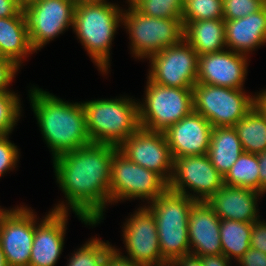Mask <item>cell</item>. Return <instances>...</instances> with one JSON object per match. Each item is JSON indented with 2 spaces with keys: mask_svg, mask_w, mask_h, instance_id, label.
<instances>
[{
  "mask_svg": "<svg viewBox=\"0 0 266 266\" xmlns=\"http://www.w3.org/2000/svg\"><path fill=\"white\" fill-rule=\"evenodd\" d=\"M118 147L90 143L53 158V167L67 205L57 204L54 211L70 208L86 225L100 224L110 204L111 163ZM70 208H68V207Z\"/></svg>",
  "mask_w": 266,
  "mask_h": 266,
  "instance_id": "1",
  "label": "cell"
},
{
  "mask_svg": "<svg viewBox=\"0 0 266 266\" xmlns=\"http://www.w3.org/2000/svg\"><path fill=\"white\" fill-rule=\"evenodd\" d=\"M29 91L30 105L53 158L91 143L82 102H64L41 88Z\"/></svg>",
  "mask_w": 266,
  "mask_h": 266,
  "instance_id": "2",
  "label": "cell"
},
{
  "mask_svg": "<svg viewBox=\"0 0 266 266\" xmlns=\"http://www.w3.org/2000/svg\"><path fill=\"white\" fill-rule=\"evenodd\" d=\"M122 18L123 9L106 0L76 2L73 31L103 74L110 67V48Z\"/></svg>",
  "mask_w": 266,
  "mask_h": 266,
  "instance_id": "3",
  "label": "cell"
},
{
  "mask_svg": "<svg viewBox=\"0 0 266 266\" xmlns=\"http://www.w3.org/2000/svg\"><path fill=\"white\" fill-rule=\"evenodd\" d=\"M195 202L191 197L167 188L146 207L154 216L162 258L169 265L190 254L188 223Z\"/></svg>",
  "mask_w": 266,
  "mask_h": 266,
  "instance_id": "4",
  "label": "cell"
},
{
  "mask_svg": "<svg viewBox=\"0 0 266 266\" xmlns=\"http://www.w3.org/2000/svg\"><path fill=\"white\" fill-rule=\"evenodd\" d=\"M138 104L128 97L83 102L91 142L119 147L140 128Z\"/></svg>",
  "mask_w": 266,
  "mask_h": 266,
  "instance_id": "5",
  "label": "cell"
},
{
  "mask_svg": "<svg viewBox=\"0 0 266 266\" xmlns=\"http://www.w3.org/2000/svg\"><path fill=\"white\" fill-rule=\"evenodd\" d=\"M122 25L126 26L135 58H150L184 39L181 17L156 18L141 13L135 6L123 11Z\"/></svg>",
  "mask_w": 266,
  "mask_h": 266,
  "instance_id": "6",
  "label": "cell"
},
{
  "mask_svg": "<svg viewBox=\"0 0 266 266\" xmlns=\"http://www.w3.org/2000/svg\"><path fill=\"white\" fill-rule=\"evenodd\" d=\"M145 102L138 104L141 128L165 132L194 111L192 88L165 87L147 79Z\"/></svg>",
  "mask_w": 266,
  "mask_h": 266,
  "instance_id": "7",
  "label": "cell"
},
{
  "mask_svg": "<svg viewBox=\"0 0 266 266\" xmlns=\"http://www.w3.org/2000/svg\"><path fill=\"white\" fill-rule=\"evenodd\" d=\"M194 112L214 127L234 126L255 105V97L244 89L196 83L193 88Z\"/></svg>",
  "mask_w": 266,
  "mask_h": 266,
  "instance_id": "8",
  "label": "cell"
},
{
  "mask_svg": "<svg viewBox=\"0 0 266 266\" xmlns=\"http://www.w3.org/2000/svg\"><path fill=\"white\" fill-rule=\"evenodd\" d=\"M167 188L168 184L157 173L130 161L119 150L113 154L110 184L111 204L135 198L146 199L149 203Z\"/></svg>",
  "mask_w": 266,
  "mask_h": 266,
  "instance_id": "9",
  "label": "cell"
},
{
  "mask_svg": "<svg viewBox=\"0 0 266 266\" xmlns=\"http://www.w3.org/2000/svg\"><path fill=\"white\" fill-rule=\"evenodd\" d=\"M148 60L151 62L148 78L158 85L193 88L197 83L199 56L185 39Z\"/></svg>",
  "mask_w": 266,
  "mask_h": 266,
  "instance_id": "10",
  "label": "cell"
},
{
  "mask_svg": "<svg viewBox=\"0 0 266 266\" xmlns=\"http://www.w3.org/2000/svg\"><path fill=\"white\" fill-rule=\"evenodd\" d=\"M223 185L224 177L212 165L207 154L173 159V173L168 182V189L171 191L196 201H207Z\"/></svg>",
  "mask_w": 266,
  "mask_h": 266,
  "instance_id": "11",
  "label": "cell"
},
{
  "mask_svg": "<svg viewBox=\"0 0 266 266\" xmlns=\"http://www.w3.org/2000/svg\"><path fill=\"white\" fill-rule=\"evenodd\" d=\"M34 233L32 209L17 206L0 211V245L7 266H29Z\"/></svg>",
  "mask_w": 266,
  "mask_h": 266,
  "instance_id": "12",
  "label": "cell"
},
{
  "mask_svg": "<svg viewBox=\"0 0 266 266\" xmlns=\"http://www.w3.org/2000/svg\"><path fill=\"white\" fill-rule=\"evenodd\" d=\"M76 0H42L24 9L33 50H40L50 40L73 28Z\"/></svg>",
  "mask_w": 266,
  "mask_h": 266,
  "instance_id": "13",
  "label": "cell"
},
{
  "mask_svg": "<svg viewBox=\"0 0 266 266\" xmlns=\"http://www.w3.org/2000/svg\"><path fill=\"white\" fill-rule=\"evenodd\" d=\"M130 161L157 173L167 184L173 173V158L163 132L139 128L118 147Z\"/></svg>",
  "mask_w": 266,
  "mask_h": 266,
  "instance_id": "14",
  "label": "cell"
},
{
  "mask_svg": "<svg viewBox=\"0 0 266 266\" xmlns=\"http://www.w3.org/2000/svg\"><path fill=\"white\" fill-rule=\"evenodd\" d=\"M137 210L122 230L128 258L145 266H169L162 258L153 214L146 206Z\"/></svg>",
  "mask_w": 266,
  "mask_h": 266,
  "instance_id": "15",
  "label": "cell"
},
{
  "mask_svg": "<svg viewBox=\"0 0 266 266\" xmlns=\"http://www.w3.org/2000/svg\"><path fill=\"white\" fill-rule=\"evenodd\" d=\"M247 58L246 55L227 48L199 56L197 83L243 89L247 75Z\"/></svg>",
  "mask_w": 266,
  "mask_h": 266,
  "instance_id": "16",
  "label": "cell"
},
{
  "mask_svg": "<svg viewBox=\"0 0 266 266\" xmlns=\"http://www.w3.org/2000/svg\"><path fill=\"white\" fill-rule=\"evenodd\" d=\"M213 126L201 114L192 112L165 132L172 158L206 155Z\"/></svg>",
  "mask_w": 266,
  "mask_h": 266,
  "instance_id": "17",
  "label": "cell"
},
{
  "mask_svg": "<svg viewBox=\"0 0 266 266\" xmlns=\"http://www.w3.org/2000/svg\"><path fill=\"white\" fill-rule=\"evenodd\" d=\"M67 217L68 212L52 210L38 224L35 215V233L29 266H54L57 263L63 250Z\"/></svg>",
  "mask_w": 266,
  "mask_h": 266,
  "instance_id": "18",
  "label": "cell"
},
{
  "mask_svg": "<svg viewBox=\"0 0 266 266\" xmlns=\"http://www.w3.org/2000/svg\"><path fill=\"white\" fill-rule=\"evenodd\" d=\"M221 219L206 201H196L189 213L188 237L190 254L203 257L221 255Z\"/></svg>",
  "mask_w": 266,
  "mask_h": 266,
  "instance_id": "19",
  "label": "cell"
},
{
  "mask_svg": "<svg viewBox=\"0 0 266 266\" xmlns=\"http://www.w3.org/2000/svg\"><path fill=\"white\" fill-rule=\"evenodd\" d=\"M262 193L254 189L223 185L206 202L220 219L253 223L259 220L256 206Z\"/></svg>",
  "mask_w": 266,
  "mask_h": 266,
  "instance_id": "20",
  "label": "cell"
},
{
  "mask_svg": "<svg viewBox=\"0 0 266 266\" xmlns=\"http://www.w3.org/2000/svg\"><path fill=\"white\" fill-rule=\"evenodd\" d=\"M227 49L248 55L266 43V5L258 12L236 20H225Z\"/></svg>",
  "mask_w": 266,
  "mask_h": 266,
  "instance_id": "21",
  "label": "cell"
},
{
  "mask_svg": "<svg viewBox=\"0 0 266 266\" xmlns=\"http://www.w3.org/2000/svg\"><path fill=\"white\" fill-rule=\"evenodd\" d=\"M35 52L31 46L25 16L0 18V54L21 66L22 59Z\"/></svg>",
  "mask_w": 266,
  "mask_h": 266,
  "instance_id": "22",
  "label": "cell"
},
{
  "mask_svg": "<svg viewBox=\"0 0 266 266\" xmlns=\"http://www.w3.org/2000/svg\"><path fill=\"white\" fill-rule=\"evenodd\" d=\"M184 39L198 56L215 53L227 48L225 42V20H198L184 25Z\"/></svg>",
  "mask_w": 266,
  "mask_h": 266,
  "instance_id": "23",
  "label": "cell"
},
{
  "mask_svg": "<svg viewBox=\"0 0 266 266\" xmlns=\"http://www.w3.org/2000/svg\"><path fill=\"white\" fill-rule=\"evenodd\" d=\"M242 153L241 141L233 126L212 129L207 155L212 165L223 177Z\"/></svg>",
  "mask_w": 266,
  "mask_h": 266,
  "instance_id": "24",
  "label": "cell"
},
{
  "mask_svg": "<svg viewBox=\"0 0 266 266\" xmlns=\"http://www.w3.org/2000/svg\"><path fill=\"white\" fill-rule=\"evenodd\" d=\"M233 127L237 131L243 151L252 154L266 151V117L255 105Z\"/></svg>",
  "mask_w": 266,
  "mask_h": 266,
  "instance_id": "25",
  "label": "cell"
},
{
  "mask_svg": "<svg viewBox=\"0 0 266 266\" xmlns=\"http://www.w3.org/2000/svg\"><path fill=\"white\" fill-rule=\"evenodd\" d=\"M252 223L221 219L222 253L229 260H239L250 248Z\"/></svg>",
  "mask_w": 266,
  "mask_h": 266,
  "instance_id": "26",
  "label": "cell"
},
{
  "mask_svg": "<svg viewBox=\"0 0 266 266\" xmlns=\"http://www.w3.org/2000/svg\"><path fill=\"white\" fill-rule=\"evenodd\" d=\"M228 186L254 189L260 192L257 154L243 151L224 177Z\"/></svg>",
  "mask_w": 266,
  "mask_h": 266,
  "instance_id": "27",
  "label": "cell"
},
{
  "mask_svg": "<svg viewBox=\"0 0 266 266\" xmlns=\"http://www.w3.org/2000/svg\"><path fill=\"white\" fill-rule=\"evenodd\" d=\"M112 245L98 238H90L69 258L67 266H103Z\"/></svg>",
  "mask_w": 266,
  "mask_h": 266,
  "instance_id": "28",
  "label": "cell"
},
{
  "mask_svg": "<svg viewBox=\"0 0 266 266\" xmlns=\"http://www.w3.org/2000/svg\"><path fill=\"white\" fill-rule=\"evenodd\" d=\"M183 25L190 21L223 19L222 0H184Z\"/></svg>",
  "mask_w": 266,
  "mask_h": 266,
  "instance_id": "29",
  "label": "cell"
},
{
  "mask_svg": "<svg viewBox=\"0 0 266 266\" xmlns=\"http://www.w3.org/2000/svg\"><path fill=\"white\" fill-rule=\"evenodd\" d=\"M21 102L13 91L0 92V135L10 134L21 115Z\"/></svg>",
  "mask_w": 266,
  "mask_h": 266,
  "instance_id": "30",
  "label": "cell"
},
{
  "mask_svg": "<svg viewBox=\"0 0 266 266\" xmlns=\"http://www.w3.org/2000/svg\"><path fill=\"white\" fill-rule=\"evenodd\" d=\"M184 0H141L135 7L143 14L156 18L182 17Z\"/></svg>",
  "mask_w": 266,
  "mask_h": 266,
  "instance_id": "31",
  "label": "cell"
},
{
  "mask_svg": "<svg viewBox=\"0 0 266 266\" xmlns=\"http://www.w3.org/2000/svg\"><path fill=\"white\" fill-rule=\"evenodd\" d=\"M223 19L236 20L258 12L266 5V0H222Z\"/></svg>",
  "mask_w": 266,
  "mask_h": 266,
  "instance_id": "32",
  "label": "cell"
},
{
  "mask_svg": "<svg viewBox=\"0 0 266 266\" xmlns=\"http://www.w3.org/2000/svg\"><path fill=\"white\" fill-rule=\"evenodd\" d=\"M9 134L0 135V176L16 167L19 149L9 141Z\"/></svg>",
  "mask_w": 266,
  "mask_h": 266,
  "instance_id": "33",
  "label": "cell"
},
{
  "mask_svg": "<svg viewBox=\"0 0 266 266\" xmlns=\"http://www.w3.org/2000/svg\"><path fill=\"white\" fill-rule=\"evenodd\" d=\"M19 67L11 60L0 57V92L9 91L8 87L15 77Z\"/></svg>",
  "mask_w": 266,
  "mask_h": 266,
  "instance_id": "34",
  "label": "cell"
},
{
  "mask_svg": "<svg viewBox=\"0 0 266 266\" xmlns=\"http://www.w3.org/2000/svg\"><path fill=\"white\" fill-rule=\"evenodd\" d=\"M250 247L266 254V222L264 220L252 223Z\"/></svg>",
  "mask_w": 266,
  "mask_h": 266,
  "instance_id": "35",
  "label": "cell"
},
{
  "mask_svg": "<svg viewBox=\"0 0 266 266\" xmlns=\"http://www.w3.org/2000/svg\"><path fill=\"white\" fill-rule=\"evenodd\" d=\"M115 247H111L105 260L103 266H145L132 261L127 256L120 255L121 253Z\"/></svg>",
  "mask_w": 266,
  "mask_h": 266,
  "instance_id": "36",
  "label": "cell"
},
{
  "mask_svg": "<svg viewBox=\"0 0 266 266\" xmlns=\"http://www.w3.org/2000/svg\"><path fill=\"white\" fill-rule=\"evenodd\" d=\"M237 262L240 266H266V254L250 247Z\"/></svg>",
  "mask_w": 266,
  "mask_h": 266,
  "instance_id": "37",
  "label": "cell"
},
{
  "mask_svg": "<svg viewBox=\"0 0 266 266\" xmlns=\"http://www.w3.org/2000/svg\"><path fill=\"white\" fill-rule=\"evenodd\" d=\"M25 16L18 0H0V18Z\"/></svg>",
  "mask_w": 266,
  "mask_h": 266,
  "instance_id": "38",
  "label": "cell"
},
{
  "mask_svg": "<svg viewBox=\"0 0 266 266\" xmlns=\"http://www.w3.org/2000/svg\"><path fill=\"white\" fill-rule=\"evenodd\" d=\"M259 166L260 193L266 192V151L257 154Z\"/></svg>",
  "mask_w": 266,
  "mask_h": 266,
  "instance_id": "39",
  "label": "cell"
},
{
  "mask_svg": "<svg viewBox=\"0 0 266 266\" xmlns=\"http://www.w3.org/2000/svg\"><path fill=\"white\" fill-rule=\"evenodd\" d=\"M203 266H230L231 260L226 258L223 254L221 255H211L200 257Z\"/></svg>",
  "mask_w": 266,
  "mask_h": 266,
  "instance_id": "40",
  "label": "cell"
},
{
  "mask_svg": "<svg viewBox=\"0 0 266 266\" xmlns=\"http://www.w3.org/2000/svg\"><path fill=\"white\" fill-rule=\"evenodd\" d=\"M169 266H203V262L200 257L189 254L175 259Z\"/></svg>",
  "mask_w": 266,
  "mask_h": 266,
  "instance_id": "41",
  "label": "cell"
},
{
  "mask_svg": "<svg viewBox=\"0 0 266 266\" xmlns=\"http://www.w3.org/2000/svg\"><path fill=\"white\" fill-rule=\"evenodd\" d=\"M255 106L261 111V113L266 117V89L261 91L257 96H255Z\"/></svg>",
  "mask_w": 266,
  "mask_h": 266,
  "instance_id": "42",
  "label": "cell"
},
{
  "mask_svg": "<svg viewBox=\"0 0 266 266\" xmlns=\"http://www.w3.org/2000/svg\"><path fill=\"white\" fill-rule=\"evenodd\" d=\"M19 1V4H20V7L22 8V10L28 8L29 6L37 3V2H40L42 0H18Z\"/></svg>",
  "mask_w": 266,
  "mask_h": 266,
  "instance_id": "43",
  "label": "cell"
},
{
  "mask_svg": "<svg viewBox=\"0 0 266 266\" xmlns=\"http://www.w3.org/2000/svg\"><path fill=\"white\" fill-rule=\"evenodd\" d=\"M0 266H7L3 250L0 245Z\"/></svg>",
  "mask_w": 266,
  "mask_h": 266,
  "instance_id": "44",
  "label": "cell"
},
{
  "mask_svg": "<svg viewBox=\"0 0 266 266\" xmlns=\"http://www.w3.org/2000/svg\"><path fill=\"white\" fill-rule=\"evenodd\" d=\"M139 1H141V0H128V4H129V6H135Z\"/></svg>",
  "mask_w": 266,
  "mask_h": 266,
  "instance_id": "45",
  "label": "cell"
}]
</instances>
